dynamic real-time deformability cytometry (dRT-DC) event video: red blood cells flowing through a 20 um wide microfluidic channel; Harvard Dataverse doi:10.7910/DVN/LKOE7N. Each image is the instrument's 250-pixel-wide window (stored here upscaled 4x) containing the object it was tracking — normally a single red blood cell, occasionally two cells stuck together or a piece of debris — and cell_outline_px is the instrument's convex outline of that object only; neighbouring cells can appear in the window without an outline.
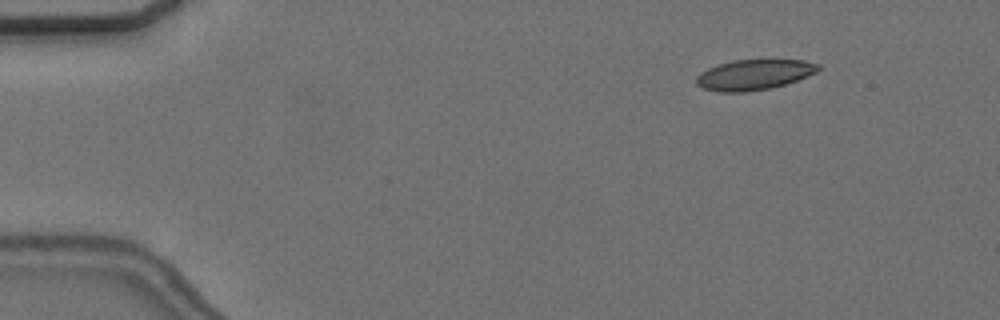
{"species": "common noctule bat (a hibernating species)", "species_latin": "Nyctalus noctula", "temperature_condition": "cold", "stored_images_in_passage": 56, "camera_frame_rate_fps": 3000, "um_per_image_px": 0.085, "animal": {"sex": "female", "body_mass_g": 24.6, "forearm_length_mm": 56.2}, "frame": {"image": 1, "passage_image": 7, "time_ms": 2.0, "image_size_px": [1000, 320], "cell_outline_px": [[820, 68], [816, 72], [808, 76], [772, 88], [744, 92], [720, 92], [704, 88], [696, 84], [696, 76], [700, 72], [708, 68], [720, 64], [736, 60], [804, 60], [820, 64]], "centroid_in_image_um": [64.1, 6.35], "position_along_channel_um": 20.9, "area_um2": 21.44}}
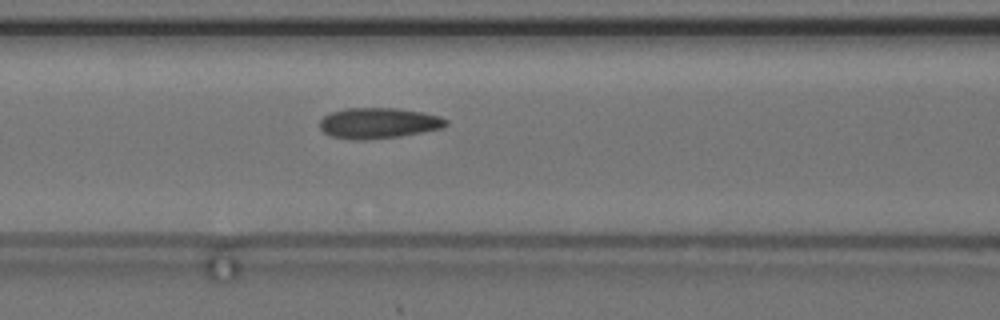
{"frame": {"image": 2, "passage_image": 24, "time_ms": 7.667, "image_size_px": [1000, 320], "cell_outline_px": [[448, 124], [444, 128], [400, 136], [364, 140], [352, 140], [328, 136], [320, 128], [320, 120], [324, 116], [332, 112], [344, 108], [396, 108], [420, 112], [440, 116], [448, 120]], "centroid_in_image_um": [32.16, 10.47], "position_along_channel_um": 134.4, "area_um2": 22.72}}
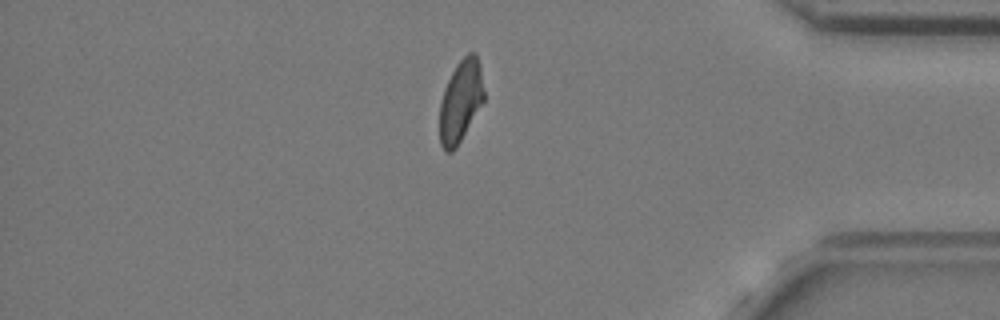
{"frame": {"image": 3, "passage_image": 48, "time_ms": 15.667, "image_size_px": [1000, 320], "cell_outline_px": [[484, 100], [456, 148], [452, 152], [444, 152], [440, 144], [440, 104], [444, 88], [456, 64], [468, 52], [476, 52], [480, 68], [484, 92]], "centroid_in_image_um": [39.14, 8.6], "position_along_channel_um": 396.1, "area_um2": 21.04}, "authors_computed_cell_mechanics": {"area_um2": 21.964, "velocity_mm_per_s": 3.6434, "shape_relaxation_time_tau1_ms": 6.4953, "shape_relaxation_time_tau2_ms": 1.6149, "deformation_change_tau1": 0.1396, "deformation_change_tau2": 0.0716}}